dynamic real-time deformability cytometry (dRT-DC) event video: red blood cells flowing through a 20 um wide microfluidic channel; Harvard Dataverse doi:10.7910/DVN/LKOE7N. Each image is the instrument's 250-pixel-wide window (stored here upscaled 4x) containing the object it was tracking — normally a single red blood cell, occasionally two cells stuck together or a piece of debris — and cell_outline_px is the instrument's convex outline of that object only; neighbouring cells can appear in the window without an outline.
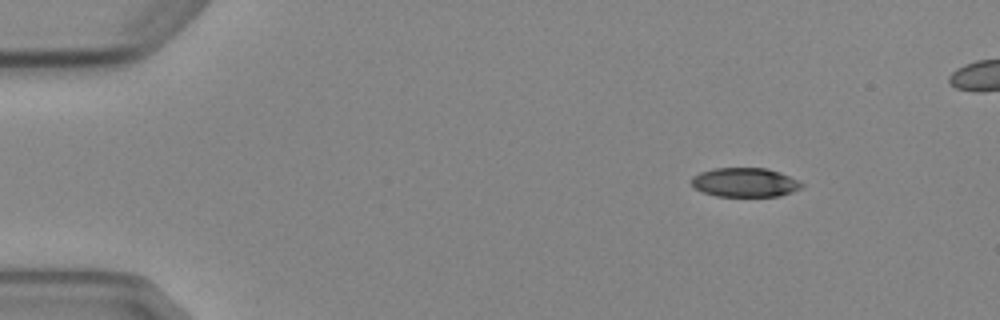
{"species": "Egyptian fruit bat (a non-hibernating species)", "species_latin": "Rousettus aegyptiacus", "temperature_condition": "cold", "stored_images_in_passage": 5, "camera_frame_rate_fps": 3000, "um_per_image_px": 0.085, "animal": {"sex": "female"}, "frame": {"image": 1, "passage_image": 1, "time_ms": 0.0, "image_size_px": [1000, 320], "cell_outline_px": [[804, 188], [780, 196], [716, 196], [704, 192], [696, 188], [692, 184], [692, 176], [700, 172], [712, 168], [768, 168], [780, 172], [800, 180], [804, 184]], "centroid_in_image_um": [63.38, 15.5], "position_along_channel_um": 21.6, "area_um2": 18.9}}
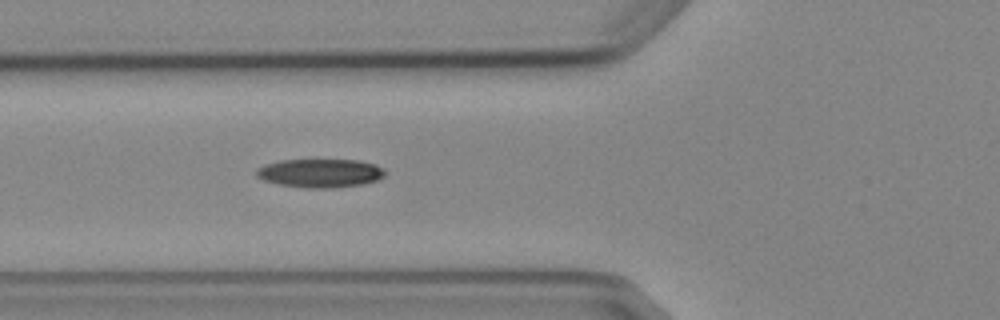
{"frame": {"image": 2, "passage_image": 5, "time_ms": 4.333, "image_size_px": [1000, 320], "cell_outline_px": [[388, 172], [380, 180], [364, 184], [336, 188], [304, 188], [280, 184], [264, 180], [256, 176], [256, 168], [264, 164], [280, 160], [360, 160], [376, 164], [384, 168]], "centroid_in_image_um": [27.27, 14.72], "position_along_channel_um": 98.5, "area_um2": 21.85}}